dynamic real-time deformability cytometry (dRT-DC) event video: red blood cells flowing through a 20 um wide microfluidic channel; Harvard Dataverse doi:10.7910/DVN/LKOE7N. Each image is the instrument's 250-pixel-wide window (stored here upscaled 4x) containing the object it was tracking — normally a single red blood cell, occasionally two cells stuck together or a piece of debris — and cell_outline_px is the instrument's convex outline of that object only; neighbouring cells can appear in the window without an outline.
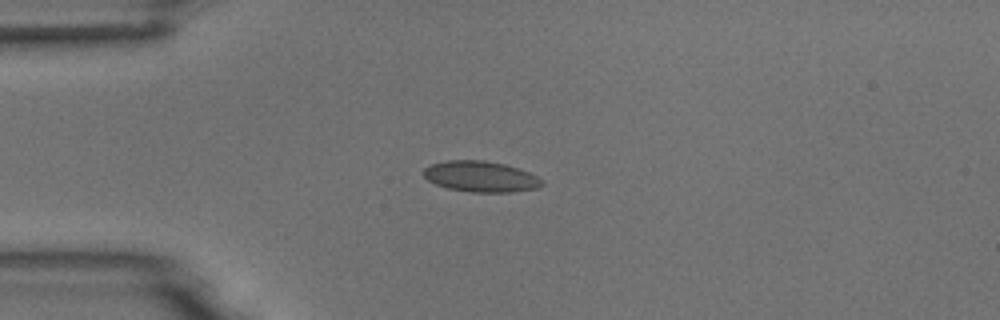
{"species": "common noctule bat (a hibernating species)", "species_latin": "Nyctalus noctula", "temperature_condition": "room temperature", "stored_images_in_passage": 54, "camera_frame_rate_fps": 3000, "um_per_image_px": 0.085, "animal": {"sex": "male", "body_mass_g": 18.8}, "frame": {"image": 1, "passage_image": 13, "time_ms": 4.0, "image_size_px": [1000, 320], "cell_outline_px": [[544, 184], [536, 188], [512, 192], [472, 192], [448, 188], [436, 184], [428, 180], [424, 176], [424, 168], [432, 164], [444, 160], [484, 160], [504, 164], [528, 172], [544, 180]], "centroid_in_image_um": [40.86, 15.0], "position_along_channel_um": 44.1, "area_um2": 21.15}}
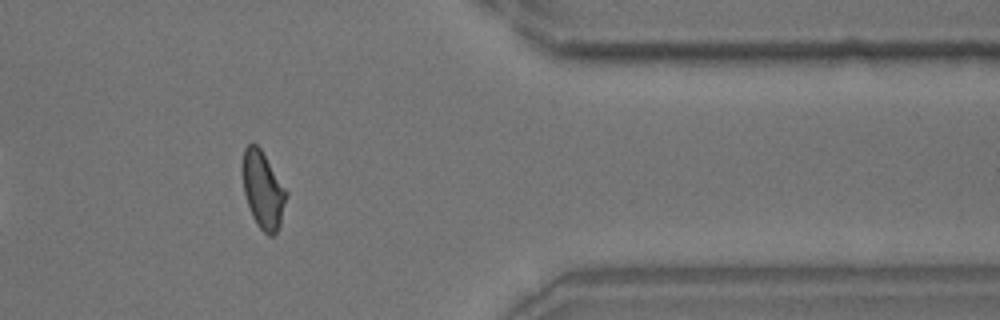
{"frame": {"image": 2, "passage_image": 44, "time_ms": 14.333, "image_size_px": [1000, 320], "cell_outline_px": [[288, 196], [280, 224], [276, 232], [272, 236], [268, 236], [256, 224], [252, 216], [244, 192], [240, 168], [244, 148], [252, 140], [260, 148], [288, 192]], "centroid_in_image_um": [22.33, 16.11], "position_along_channel_um": 389.1, "area_um2": 20.0}}
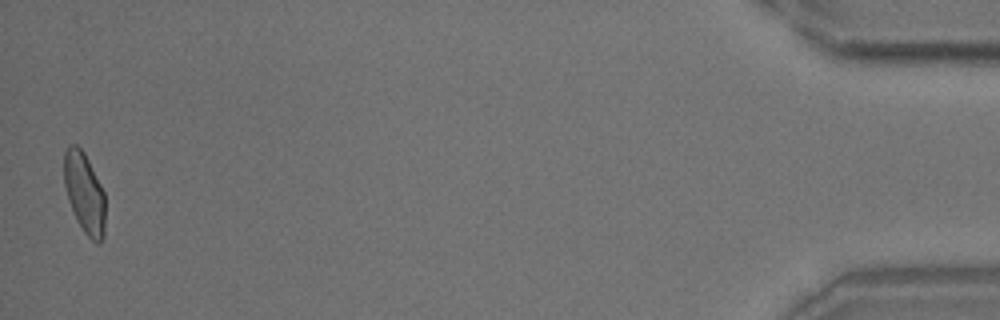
{"frame": {"image": 3, "passage_image": 53, "time_ms": 17.333, "image_size_px": [1000, 320], "cell_outline_px": [[104, 236], [100, 244], [96, 244], [84, 232], [76, 220], [68, 200], [64, 184], [64, 152], [68, 144], [76, 144], [84, 152], [104, 192]], "centroid_in_image_um": [7.16, 16.41], "position_along_channel_um": 428.0, "area_um2": 19.36}, "authors_computed_cell_mechanics": {"area_um2": 20.0566, "velocity_mm_per_s": 3.7059, "shape_relaxation_time_tau1_ms": 5.5634, "shape_relaxation_time_tau2_ms": 0.9099, "deformation_change_tau1": 0.1369, "deformation_change_tau2": 0.068}}